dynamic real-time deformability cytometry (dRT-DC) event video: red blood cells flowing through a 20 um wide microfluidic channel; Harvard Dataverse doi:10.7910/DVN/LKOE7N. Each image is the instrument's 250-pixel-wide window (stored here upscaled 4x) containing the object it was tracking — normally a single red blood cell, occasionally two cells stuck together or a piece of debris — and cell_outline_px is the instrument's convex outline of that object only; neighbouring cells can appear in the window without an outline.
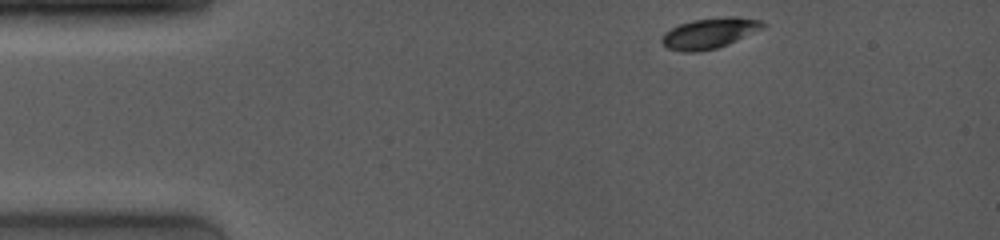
{"species": "common noctule bat (a hibernating species)", "species_latin": "Nyctalus noctula", "temperature_condition": "room temperature", "stored_images_in_passage": 67, "camera_frame_rate_fps": 4000, "um_per_image_px": 0.085, "animal": {"sex": "female", "body_mass_g": 19.0, "forearm_length_mm": 53.3}, "frame": {"image": 1, "passage_image": 1, "time_ms": 0.0, "image_size_px": [1000, 240], "cell_outline_px": [[768, 28], [728, 44], [716, 48], [696, 52], [684, 52], [668, 48], [660, 40], [664, 32], [680, 24], [692, 20], [724, 16], [736, 16], [764, 20], [768, 24]], "centroid_in_image_um": [60.42, 2.8], "position_along_channel_um": 24.6, "area_um2": 18.44}}
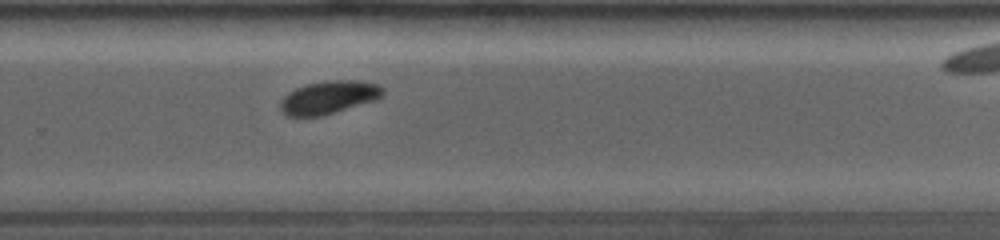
{"frame": {"image": 2, "passage_image": 52, "time_ms": 8.75, "image_size_px": [1000, 240], "cell_outline_px": [[384, 96], [376, 100], [324, 116], [288, 116], [280, 108], [280, 100], [288, 92], [296, 88], [308, 84], [328, 80], [356, 80], [380, 84], [384, 88]], "centroid_in_image_um": [28.0, 8.27], "position_along_channel_um": 301.8, "area_um2": 19.94}}
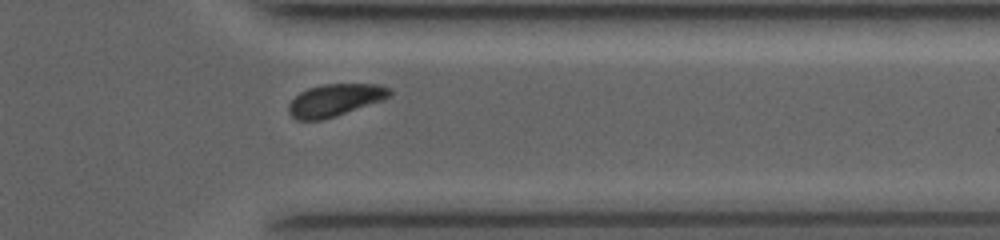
{"frame": {"image": 3, "passage_image": 61, "time_ms": 10.75, "image_size_px": [1000, 240], "cell_outline_px": [[392, 92], [384, 100], [336, 116], [320, 120], [296, 120], [288, 112], [288, 104], [300, 92], [308, 88], [324, 84], [380, 84], [392, 88]], "centroid_in_image_um": [28.49, 8.5], "position_along_channel_um": 382.9, "area_um2": 19.07}}